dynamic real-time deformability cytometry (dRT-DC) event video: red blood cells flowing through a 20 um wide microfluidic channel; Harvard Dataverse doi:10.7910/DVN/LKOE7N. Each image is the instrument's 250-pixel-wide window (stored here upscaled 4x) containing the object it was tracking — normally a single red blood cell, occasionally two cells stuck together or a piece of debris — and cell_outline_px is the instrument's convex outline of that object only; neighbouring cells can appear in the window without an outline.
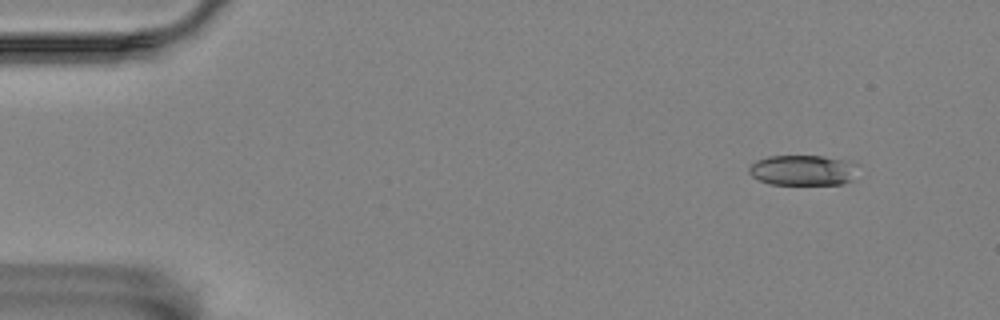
{"species": "Egyptian fruit bat (a non-hibernating species)", "species_latin": "Rousettus aegyptiacus", "temperature_condition": "room temperature", "stored_images_in_passage": 4, "camera_frame_rate_fps": 3000, "um_per_image_px": 0.085, "animal": {"sex": "female"}, "frame": {"image": 1, "passage_image": 1, "time_ms": 0.0, "image_size_px": [1000, 320], "cell_outline_px": [[856, 164], [852, 180], [844, 184], [772, 184], [760, 180], [752, 176], [748, 172], [748, 168], [756, 160], [768, 156], [824, 156]], "centroid_in_image_um": [68.19, 14.47], "position_along_channel_um": 16.8, "area_um2": 19.02}}
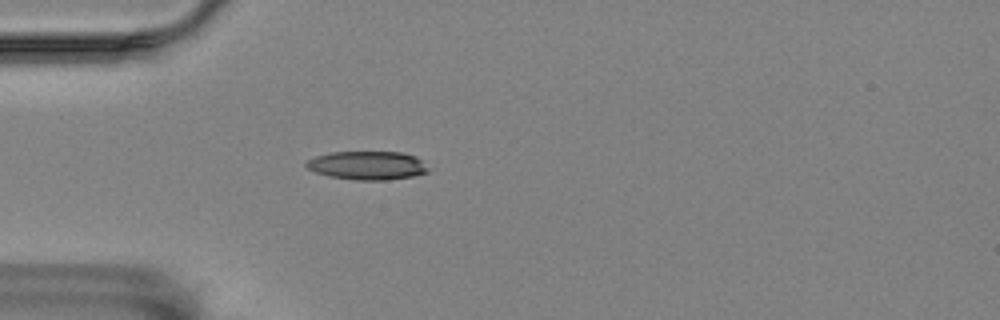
{"frame": {"image": 2, "passage_image": 4, "time_ms": 3.667, "image_size_px": [1000, 320], "cell_outline_px": [[428, 172], [412, 176], [388, 180], [356, 180], [328, 176], [316, 172], [308, 168], [304, 164], [308, 160], [316, 156], [332, 152], [404, 152], [416, 156], [428, 168]], "centroid_in_image_um": [31.23, 14.06], "position_along_channel_um": 53.8, "area_um2": 20.23}}